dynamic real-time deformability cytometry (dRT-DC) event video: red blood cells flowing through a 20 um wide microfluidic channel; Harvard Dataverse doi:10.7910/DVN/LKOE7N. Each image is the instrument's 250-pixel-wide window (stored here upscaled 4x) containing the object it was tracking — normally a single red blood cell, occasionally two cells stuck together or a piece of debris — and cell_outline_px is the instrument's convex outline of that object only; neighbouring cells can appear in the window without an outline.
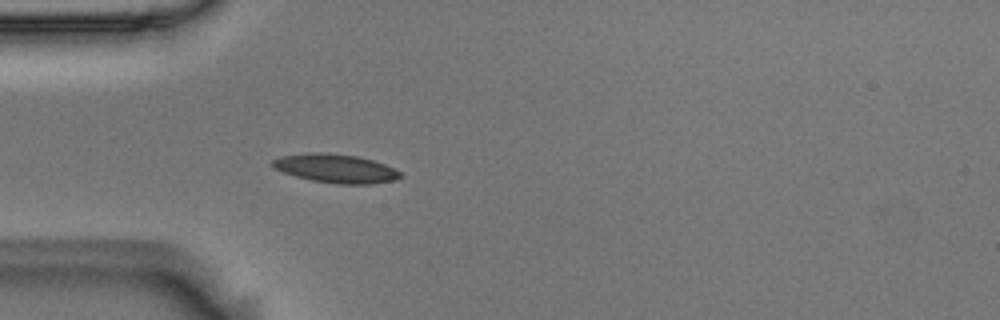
{"species": "Egyptian fruit bat (a non-hibernating species)", "species_latin": "Rousettus aegyptiacus", "temperature_condition": "room temperature", "stored_images_in_passage": 39, "camera_frame_rate_fps": 3000, "um_per_image_px": 0.085, "animal": {"sex": "male"}, "frame": {"image": 1, "passage_image": 1, "time_ms": 0.0, "image_size_px": [1000, 320], "cell_outline_px": [[404, 176], [396, 180], [372, 184], [336, 184], [312, 180], [296, 176], [284, 172], [268, 164], [272, 160], [280, 156], [316, 152], [324, 152], [356, 156], [372, 160], [384, 164], [400, 172]], "centroid_in_image_um": [28.54, 14.32], "position_along_channel_um": 56.5, "area_um2": 21.33}}
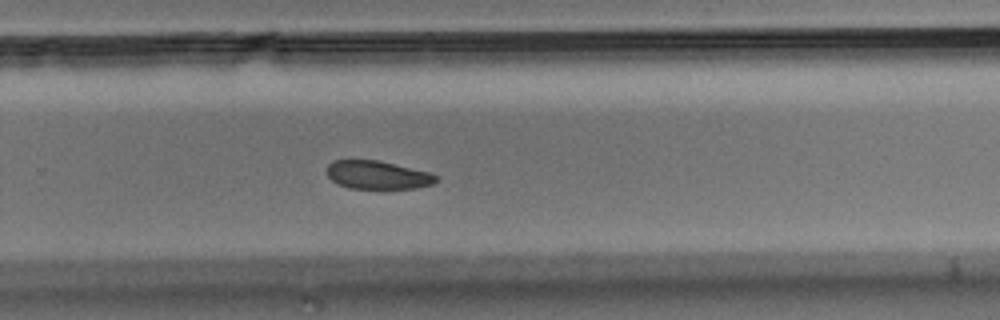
{"frame": {"image": 2, "passage_image": 21, "time_ms": 6.667, "image_size_px": [1000, 320], "cell_outline_px": [[436, 180], [432, 184], [416, 188], [348, 188], [336, 184], [328, 176], [328, 164], [336, 160], [376, 160], [428, 172], [436, 176]], "centroid_in_image_um": [32.05, 14.88], "position_along_channel_um": 297.8, "area_um2": 17.63}}
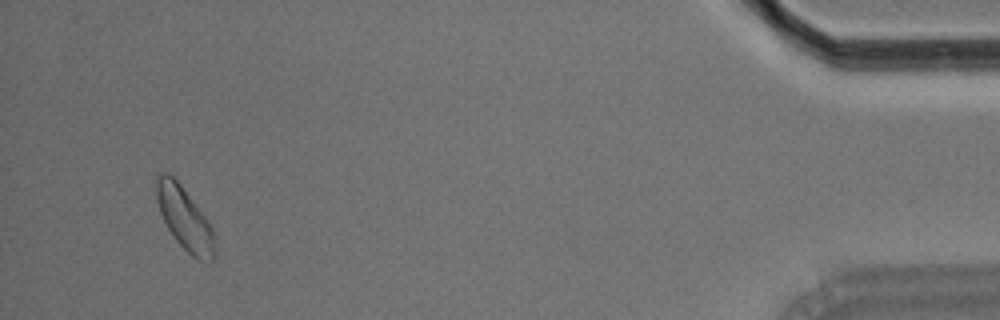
{"frame": {"image": 3, "passage_image": 37, "time_ms": 12.0, "image_size_px": [1000, 320], "cell_outline_px": [[216, 256], [212, 260], [196, 260], [176, 240], [168, 228], [160, 212], [156, 200], [156, 176], [160, 172], [164, 172], [172, 176], [180, 184], [204, 216], [212, 228], [216, 236]], "centroid_in_image_um": [15.71, 18.6], "position_along_channel_um": 419.5, "area_um2": 21.15}, "authors_computed_cell_mechanics": {"area_um2": 19.8254, "velocity_mm_per_s": 3.6826, "shape_relaxation_time_tau1_ms": 2.7051, "shape_relaxation_time_tau2_ms": null, "deformation_change_tau1": 0.095, "deformation_change_tau2": null}}